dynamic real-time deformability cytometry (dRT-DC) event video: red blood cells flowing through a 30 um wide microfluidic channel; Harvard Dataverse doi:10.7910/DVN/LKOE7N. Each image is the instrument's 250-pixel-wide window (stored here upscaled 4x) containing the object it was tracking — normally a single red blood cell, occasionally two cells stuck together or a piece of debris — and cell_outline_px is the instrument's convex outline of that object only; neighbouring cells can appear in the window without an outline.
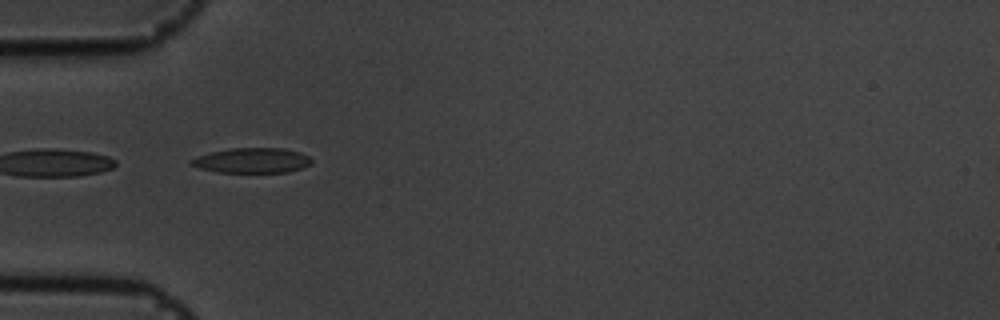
{"species": "common noctule bat (a hibernating species)", "species_latin": "Nyctalus noctula", "temperature_condition": "cold", "stored_images_in_passage": 55, "segment_of_instrument_passage": [2, 2], "camera_frame_rate_fps": 3000, "um_per_image_px": 0.085, "animal": {"sex": "male", "body_mass_g": 19.5, "forearm_length_mm": 54.6}, "frame": {"image": 1, "passage_image": 18, "time_ms": 5.667, "image_size_px": [1000, 320], "cell_outline_px": [[312, 164], [288, 172], [216, 172], [200, 168], [188, 164], [188, 160], [196, 156], [212, 152], [232, 148], [284, 148], [300, 152], [308, 156], [312, 160]], "centroid_in_image_um": [21.4, 13.63], "position_along_channel_um": 63.6, "area_um2": 17.63}}
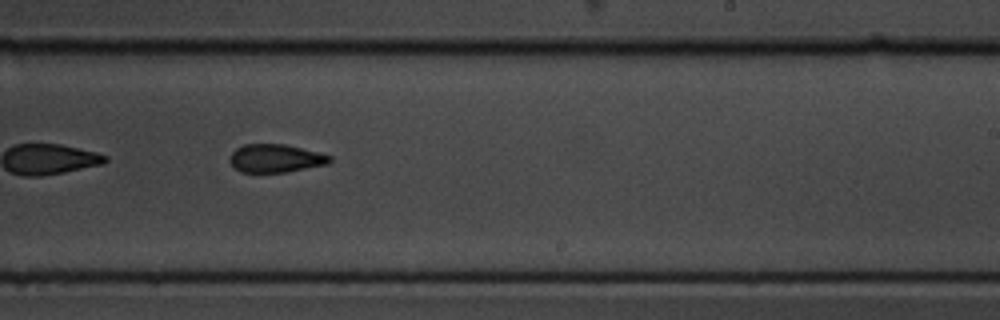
{"frame": {"image": 2, "passage_image": 35, "time_ms": 11.333, "image_size_px": [1000, 320], "cell_outline_px": [[332, 160], [328, 164], [284, 172], [240, 172], [228, 160], [232, 152], [236, 148], [244, 144], [284, 144], [332, 156]], "centroid_in_image_um": [23.4, 13.45], "position_along_channel_um": 265.6, "area_um2": 16.24}}
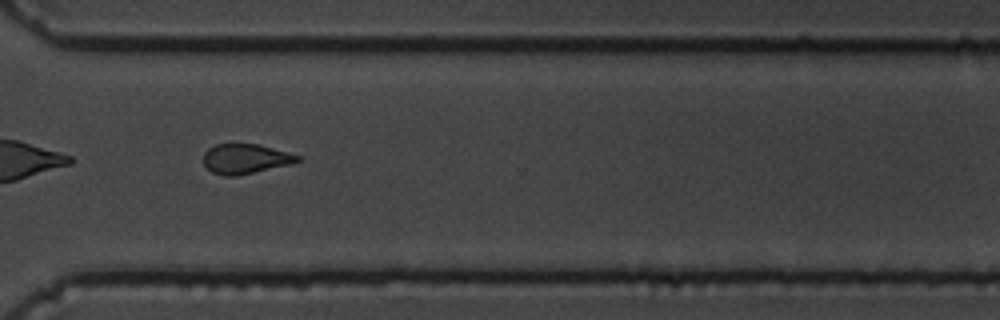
{"frame": {"image": 3, "passage_image": 42, "time_ms": 13.667, "image_size_px": [1000, 320], "cell_outline_px": [[300, 160], [292, 164], [236, 176], [224, 176], [212, 172], [204, 164], [204, 152], [208, 148], [216, 144], [232, 140], [256, 144], [272, 148], [300, 156]], "centroid_in_image_um": [20.81, 13.46], "position_along_channel_um": 349.8, "area_um2": 16.76}}